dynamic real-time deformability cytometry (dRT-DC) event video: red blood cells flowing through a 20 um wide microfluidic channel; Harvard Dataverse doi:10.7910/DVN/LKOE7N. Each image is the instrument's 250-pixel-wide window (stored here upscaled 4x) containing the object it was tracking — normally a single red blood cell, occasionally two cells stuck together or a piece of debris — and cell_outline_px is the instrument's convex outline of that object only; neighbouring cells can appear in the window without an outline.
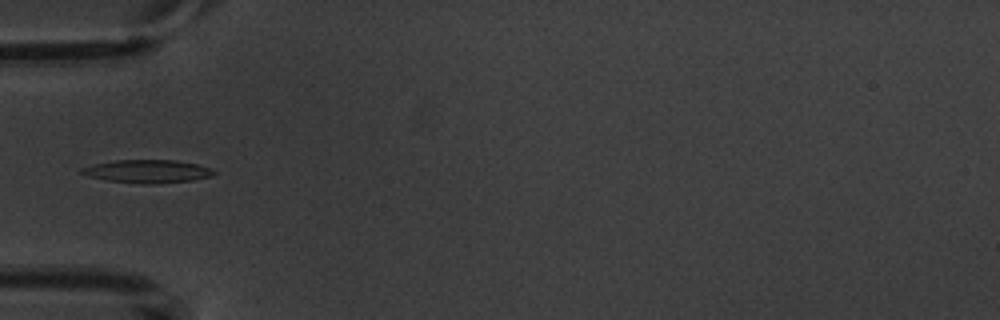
{"species": "common noctule bat (a hibernating species)", "species_latin": "Nyctalus noctula", "temperature_condition": "warm", "stored_images_in_passage": 8, "camera_frame_rate_fps": 3000, "um_per_image_px": 0.085, "animal": {"sex": "male", "body_mass_g": 20.1, "forearm_length_mm": 53.5}, "frame": {"image": 1, "passage_image": 5, "time_ms": 6.0, "image_size_px": [1000, 320], "cell_outline_px": [[216, 172], [212, 176], [192, 180], [156, 184], [144, 184], [108, 180], [88, 176], [80, 172], [80, 168], [96, 164], [116, 160], [176, 160], [196, 164], [212, 168]], "centroid_in_image_um": [12.57, 14.56], "position_along_channel_um": 72.4, "area_um2": 17.69}}
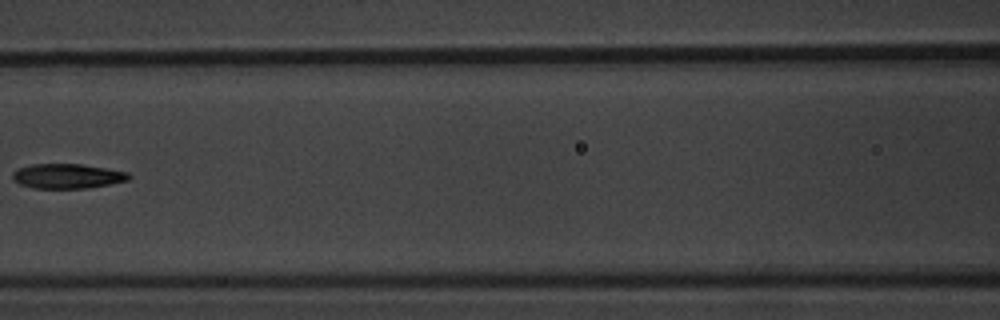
{"frame": {"image": 2, "passage_image": 7, "time_ms": 8.333, "image_size_px": [1000, 320], "cell_outline_px": [[132, 176], [128, 180], [88, 188], [32, 188], [20, 184], [12, 180], [12, 172], [20, 168], [32, 164], [80, 164], [128, 172]], "centroid_in_image_um": [5.7, 14.97], "position_along_channel_um": 160.9, "area_um2": 16.65}}
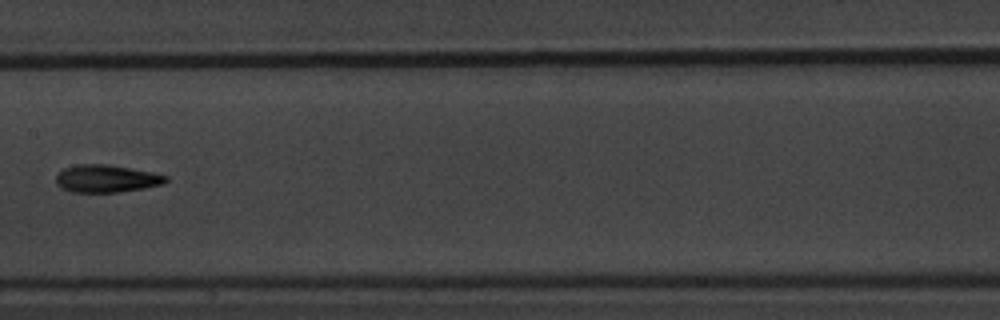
{"frame": {"image": 3, "passage_image": 8, "time_ms": 9.333, "image_size_px": [1000, 320], "cell_outline_px": [[168, 180], [164, 184], [144, 188], [116, 192], [72, 192], [60, 188], [56, 184], [56, 176], [64, 168], [80, 164], [108, 164], [152, 172], [168, 176]], "centroid_in_image_um": [9.04, 15.18], "position_along_channel_um": 198.4, "area_um2": 17.63}}